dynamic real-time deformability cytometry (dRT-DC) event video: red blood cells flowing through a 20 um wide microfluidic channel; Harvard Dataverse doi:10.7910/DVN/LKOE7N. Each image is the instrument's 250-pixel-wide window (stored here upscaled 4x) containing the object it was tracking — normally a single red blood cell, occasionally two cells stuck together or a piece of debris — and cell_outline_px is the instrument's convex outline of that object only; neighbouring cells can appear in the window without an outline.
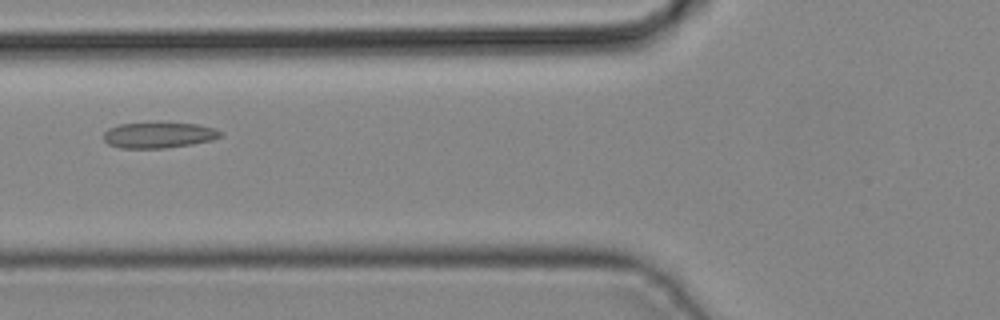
{"species": "common noctule bat (a hibernating species)", "species_latin": "Nyctalus noctula", "temperature_condition": "cold", "stored_images_in_passage": 45, "camera_frame_rate_fps": 3000, "um_per_image_px": 0.085, "animal": {"sex": "male", "body_mass_g": 19.2, "forearm_length_mm": 51.8}, "frame": {"image": 1, "passage_image": 18, "time_ms": 5.667, "image_size_px": [1000, 320], "cell_outline_px": [[224, 136], [212, 140], [192, 144], [164, 148], [120, 148], [108, 144], [104, 140], [104, 132], [108, 128], [120, 124], [160, 120], [196, 124], [216, 128], [224, 132]], "centroid_in_image_um": [13.53, 11.44], "position_along_channel_um": 112.3, "area_um2": 18.44}}
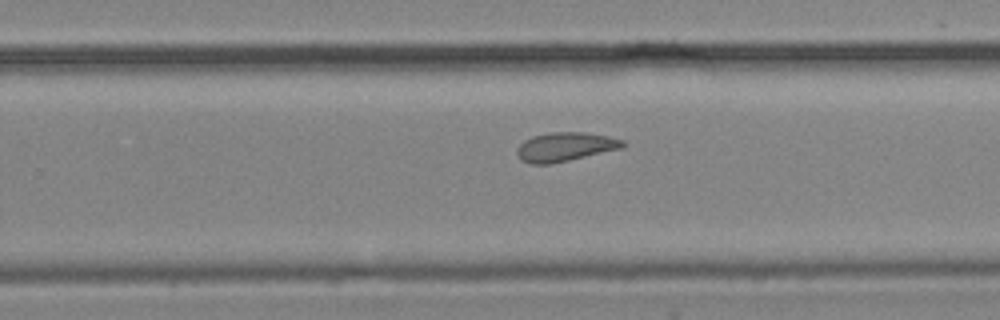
{"frame": {"image": 2, "passage_image": 29, "time_ms": 9.333, "image_size_px": [1000, 320], "cell_outline_px": [[624, 148], [568, 160], [548, 164], [532, 164], [520, 160], [516, 152], [516, 148], [524, 140], [532, 136], [552, 132], [584, 132], [608, 136], [624, 140]], "centroid_in_image_um": [48.02, 12.48], "position_along_channel_um": 281.8, "area_um2": 17.86}}
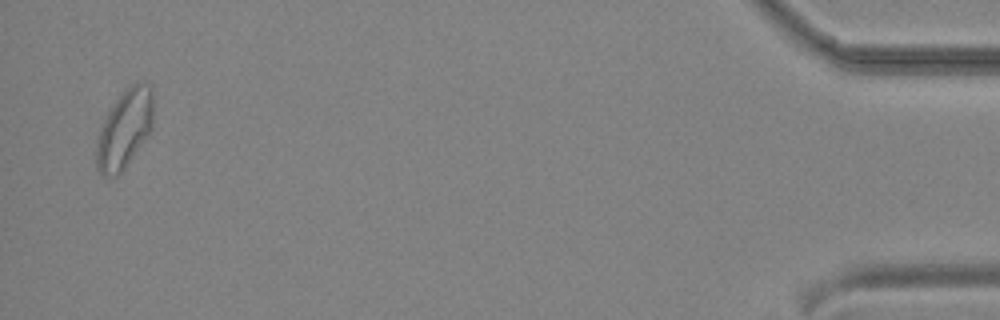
{"frame": {"image": 3, "passage_image": 44, "time_ms": 14.333, "image_size_px": [1000, 320], "cell_outline_px": [[152, 128], [148, 136], [124, 168], [116, 176], [104, 176], [96, 168], [96, 140], [104, 120], [108, 112], [116, 100], [132, 84], [140, 80], [144, 80], [152, 88]], "centroid_in_image_um": [10.59, 10.96], "position_along_channel_um": 424.6, "area_um2": 25.78}}